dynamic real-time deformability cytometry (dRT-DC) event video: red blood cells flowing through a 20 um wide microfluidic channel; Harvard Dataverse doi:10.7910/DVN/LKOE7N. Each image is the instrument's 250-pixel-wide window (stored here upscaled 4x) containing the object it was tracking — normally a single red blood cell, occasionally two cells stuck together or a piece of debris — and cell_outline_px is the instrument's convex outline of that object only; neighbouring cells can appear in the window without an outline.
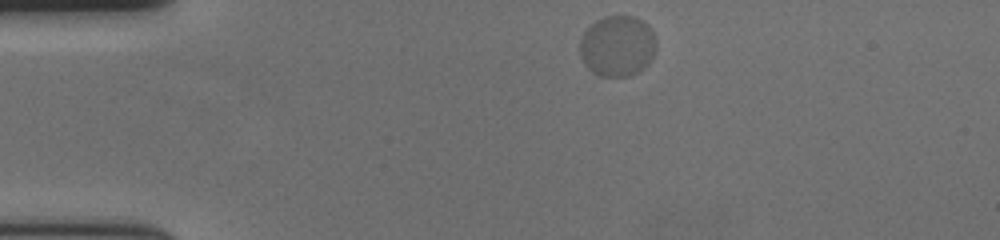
{"species": "human", "species_latin": "Homo sapiens", "temperature_condition": "cold", "stored_images_in_passage": 48, "camera_frame_rate_fps": 3000, "um_per_image_px": 0.085, "donor": {"sex": "female"}, "frame": {"image": 1, "passage_image": 1, "time_ms": 0.0, "image_size_px": [1000, 240], "cell_outline_px": [[656, 48], [648, 64], [644, 68], [628, 76], [600, 76], [592, 72], [588, 68], [580, 56], [580, 36], [596, 20], [604, 16], [632, 16], [644, 20], [648, 24], [656, 40]], "centroid_in_image_um": [52.48, 3.9], "position_along_channel_um": 32.5, "area_um2": 27.17}}
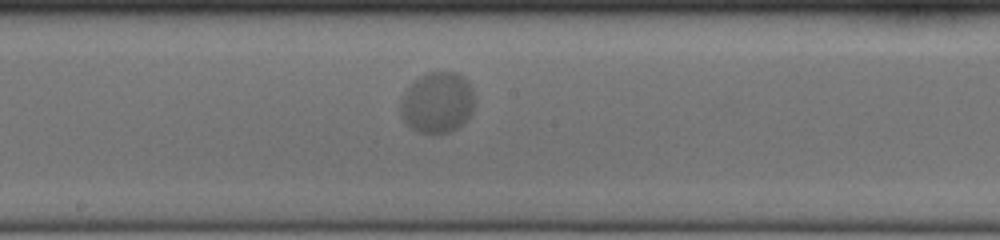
{"frame": {"image": 2, "passage_image": 21, "time_ms": 6.667, "image_size_px": [1000, 240], "cell_outline_px": [[472, 112], [456, 128], [448, 132], [416, 132], [404, 120], [400, 112], [400, 104], [404, 92], [420, 76], [428, 72], [456, 72], [464, 76], [468, 80], [472, 88]], "centroid_in_image_um": [37.16, 8.69], "position_along_channel_um": 211.0, "area_um2": 25.84}}
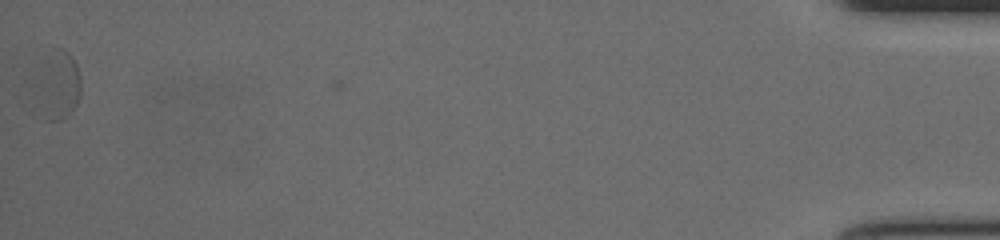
{"frame": {"image": 3, "passage_image": 48, "time_ms": 15.667, "image_size_px": [1000, 240], "cell_outline_px": [[80, 96], [76, 104], [60, 120], [48, 120], [28, 88], [56, 48], [60, 48], [68, 52], [76, 64], [80, 76]], "centroid_in_image_um": [4.85, 7.27], "position_along_channel_um": 430.3, "area_um2": 17.86}}